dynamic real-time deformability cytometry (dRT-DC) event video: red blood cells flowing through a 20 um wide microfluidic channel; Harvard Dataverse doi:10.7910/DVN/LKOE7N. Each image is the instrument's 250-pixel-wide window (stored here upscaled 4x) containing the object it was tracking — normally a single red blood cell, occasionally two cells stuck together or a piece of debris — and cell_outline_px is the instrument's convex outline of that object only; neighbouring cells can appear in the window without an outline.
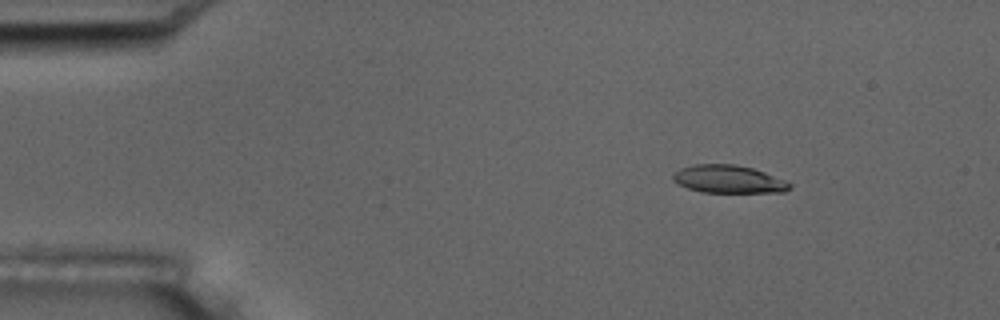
{"species": "common noctule bat (a hibernating species)", "species_latin": "Nyctalus noctula", "temperature_condition": "room temperature", "stored_images_in_passage": 3, "camera_frame_rate_fps": 3000, "um_per_image_px": 0.085, "animal": {"sex": "male", "body_mass_g": 17.5, "forearm_length_mm": 52.3}, "frame": {"image": 1, "passage_image": 1, "time_ms": 0.0, "image_size_px": [1000, 320], "cell_outline_px": [[792, 188], [784, 192], [700, 192], [688, 188], [672, 180], [672, 176], [680, 168], [696, 164], [736, 164], [752, 168], [764, 172], [784, 180], [792, 184]], "centroid_in_image_um": [61.93, 15.23], "position_along_channel_um": 23.1, "area_um2": 18.84}}